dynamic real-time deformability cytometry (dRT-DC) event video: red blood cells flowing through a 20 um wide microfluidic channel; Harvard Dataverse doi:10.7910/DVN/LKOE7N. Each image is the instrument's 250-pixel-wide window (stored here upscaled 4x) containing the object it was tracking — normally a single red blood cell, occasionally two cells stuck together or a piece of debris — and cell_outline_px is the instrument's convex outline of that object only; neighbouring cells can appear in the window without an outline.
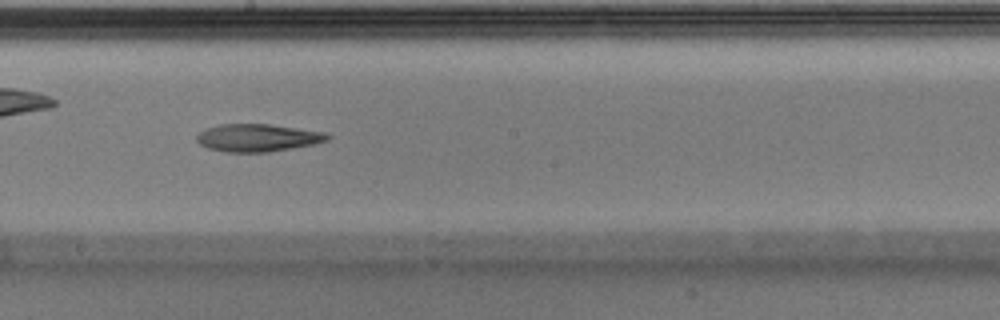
{"species": "Egyptian fruit bat (a non-hibernating species)", "species_latin": "Rousettus aegyptiacus", "temperature_condition": "warm", "stored_images_in_passage": 33, "camera_frame_rate_fps": 3000, "um_per_image_px": 0.085, "animal": {"sex": "male"}, "frame": {"image": 1, "passage_image": 15, "time_ms": 4.667, "image_size_px": [1000, 320], "cell_outline_px": [[332, 136], [328, 140], [316, 144], [268, 152], [224, 152], [208, 148], [200, 144], [196, 140], [196, 136], [204, 128], [220, 124], [268, 124], [328, 132]], "centroid_in_image_um": [21.93, 11.71], "position_along_channel_um": 226.3, "area_um2": 21.27}}